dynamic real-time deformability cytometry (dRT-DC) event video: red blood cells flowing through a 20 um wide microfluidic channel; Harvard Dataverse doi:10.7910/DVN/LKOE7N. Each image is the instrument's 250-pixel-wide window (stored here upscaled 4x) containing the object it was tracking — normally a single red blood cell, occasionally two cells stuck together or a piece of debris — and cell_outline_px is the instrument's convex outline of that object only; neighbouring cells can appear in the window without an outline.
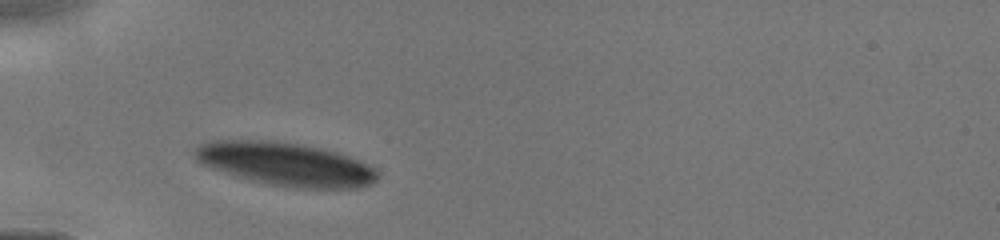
{"species": "human", "species_latin": "Homo sapiens", "temperature_condition": "cold", "stored_images_in_passage": 37, "camera_frame_rate_fps": 3000, "um_per_image_px": 0.085, "donor": {"sex": "male"}, "frame": {"image": 1, "passage_image": 1, "time_ms": 0.0, "image_size_px": [1000, 240], "cell_outline_px": [[376, 180], [372, 184], [360, 188], [296, 188], [268, 184], [236, 176], [200, 164], [196, 160], [192, 152], [200, 144], [212, 140], [272, 140], [300, 144], [320, 148], [336, 152], [376, 168]], "centroid_in_image_um": [24.23, 13.94], "position_along_channel_um": 60.8, "area_um2": 46.01}}
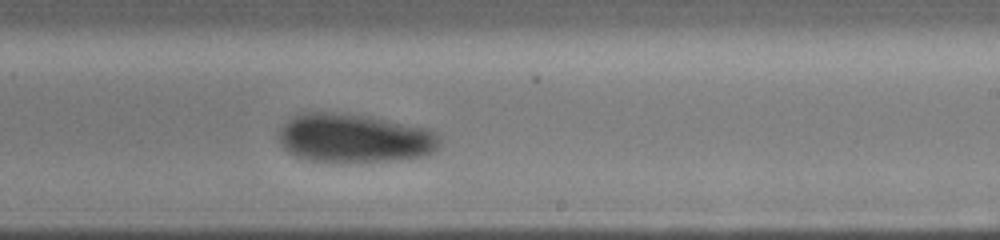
{"frame": {"image": 2, "passage_image": 21, "time_ms": 4.667, "image_size_px": [1000, 240], "cell_outline_px": [[440, 144], [436, 152], [428, 156], [392, 160], [352, 164], [312, 160], [296, 156], [288, 152], [280, 144], [276, 136], [280, 128], [288, 120], [304, 112], [332, 112], [372, 116], [428, 128], [436, 132], [440, 136]], "centroid_in_image_um": [30.16, 11.76], "position_along_channel_um": 258.8, "area_um2": 46.93}}
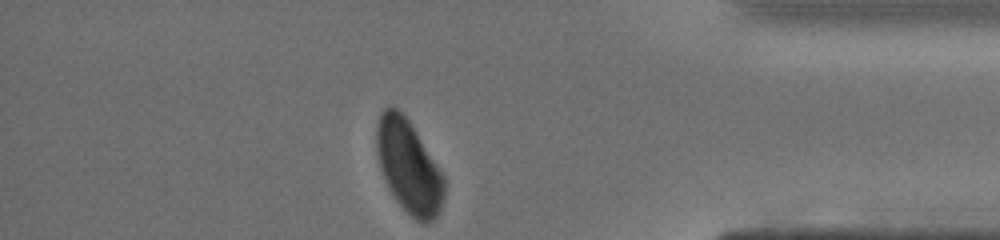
{"frame": {"image": 3, "passage_image": 37, "time_ms": 8.333, "image_size_px": [1000, 240], "cell_outline_px": [[444, 196], [440, 208], [436, 216], [428, 224], [416, 220], [396, 200], [380, 168], [376, 144], [376, 124], [380, 112], [388, 104], [392, 104], [408, 120], [416, 132], [444, 176]], "centroid_in_image_um": [34.72, 14.12], "position_along_channel_um": 400.5, "area_um2": 36.01}}